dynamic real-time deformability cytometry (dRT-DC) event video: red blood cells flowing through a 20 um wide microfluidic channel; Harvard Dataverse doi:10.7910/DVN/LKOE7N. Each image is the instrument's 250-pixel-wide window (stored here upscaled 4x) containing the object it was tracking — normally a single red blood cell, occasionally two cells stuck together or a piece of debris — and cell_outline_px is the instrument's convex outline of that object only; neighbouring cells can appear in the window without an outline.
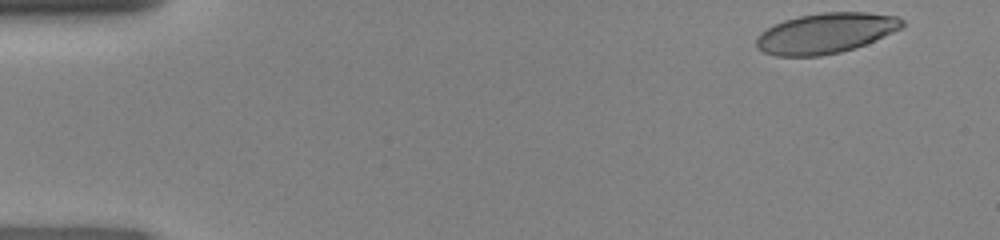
{"species": "human", "species_latin": "Homo sapiens", "temperature_condition": "room temperature", "stored_images_in_passage": 45, "camera_frame_rate_fps": 3000, "um_per_image_px": 0.085, "donor": {"sex": "female"}, "frame": {"image": 1, "passage_image": 1, "time_ms": 0.0, "image_size_px": [1000, 240], "cell_outline_px": [[904, 24], [900, 28], [892, 32], [856, 48], [840, 52], [820, 56], [776, 56], [764, 52], [756, 48], [756, 36], [764, 28], [784, 20], [800, 16], [820, 12], [868, 12], [896, 16], [904, 20]], "centroid_in_image_um": [70.13, 2.82], "position_along_channel_um": 14.9, "area_um2": 34.39}}
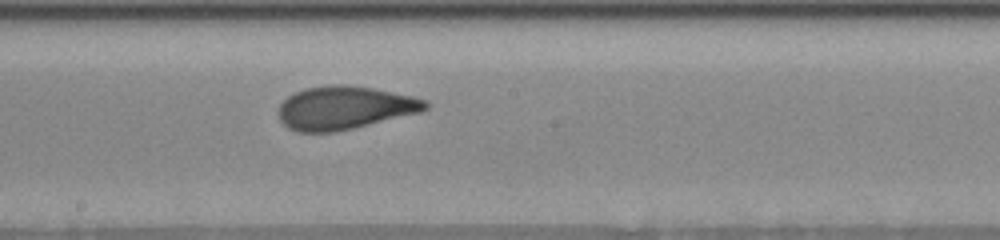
{"frame": {"image": 2, "passage_image": 24, "time_ms": 7.667, "image_size_px": [1000, 240], "cell_outline_px": [[428, 108], [420, 112], [336, 132], [296, 132], [288, 128], [280, 120], [276, 112], [280, 104], [288, 96], [304, 88], [328, 84], [344, 84], [372, 88], [412, 96], [428, 100]], "centroid_in_image_um": [29.24, 9.16], "position_along_channel_um": 219.0, "area_um2": 37.11}}
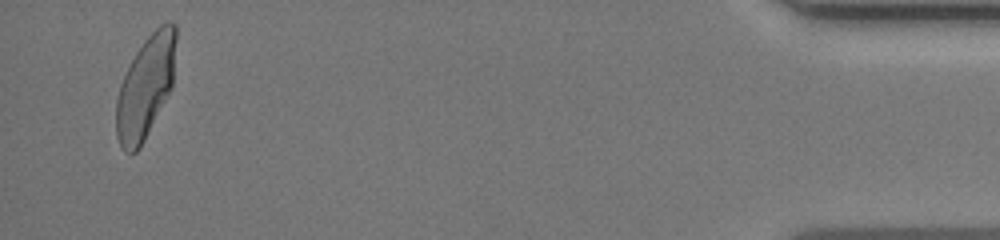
{"frame": {"image": 3, "passage_image": 44, "time_ms": 14.333, "image_size_px": [1000, 240], "cell_outline_px": [[176, 40], [172, 88], [140, 148], [136, 152], [124, 152], [116, 136], [116, 100], [120, 84], [136, 52], [144, 40], [160, 24], [168, 20], [172, 20], [176, 24]], "centroid_in_image_um": [12.38, 7.38], "position_along_channel_um": 422.8, "area_um2": 35.6}}